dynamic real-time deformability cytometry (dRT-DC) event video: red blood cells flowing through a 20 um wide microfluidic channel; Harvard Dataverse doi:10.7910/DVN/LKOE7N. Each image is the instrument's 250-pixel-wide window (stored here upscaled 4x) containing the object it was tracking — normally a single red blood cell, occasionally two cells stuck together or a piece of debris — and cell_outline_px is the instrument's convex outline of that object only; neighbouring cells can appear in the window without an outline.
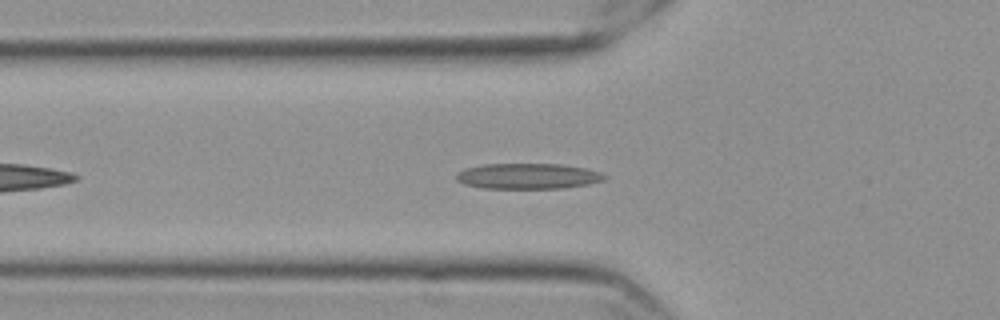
{"species": "Egyptian fruit bat (a non-hibernating species)", "species_latin": "Rousettus aegyptiacus", "temperature_condition": "cold", "stored_images_in_passage": 43, "segment_of_instrument_passage": [1, 2], "camera_frame_rate_fps": 3000, "um_per_image_px": 0.085, "frame": {"image": 1, "passage_image": 5, "time_ms": 1.333, "image_size_px": [1000, 320], "cell_outline_px": [[608, 176], [604, 180], [588, 184], [564, 188], [484, 188], [464, 184], [456, 180], [456, 172], [464, 168], [484, 164], [560, 164], [584, 168], [600, 172]], "centroid_in_image_um": [44.85, 14.97], "position_along_channel_um": 81.0, "area_um2": 22.14}}
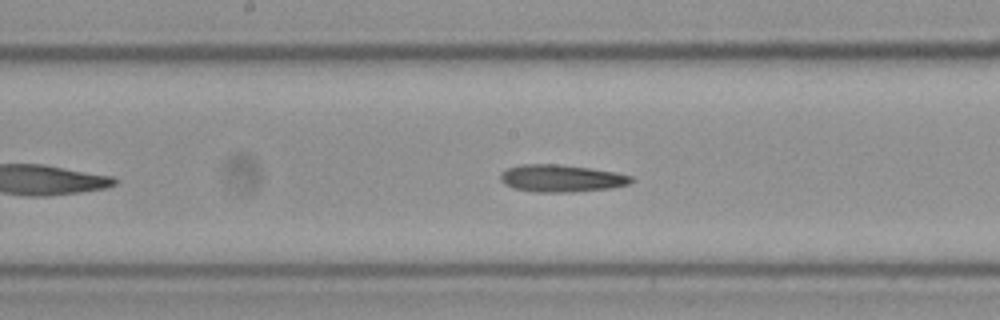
{"frame": {"image": 2, "passage_image": 15, "time_ms": 4.667, "image_size_px": [1000, 320], "cell_outline_px": [[632, 180], [628, 184], [608, 188], [568, 192], [536, 192], [512, 188], [504, 184], [500, 180], [500, 176], [508, 168], [520, 164], [556, 164], [592, 168], [616, 172], [632, 176]], "centroid_in_image_um": [47.68, 15.15], "position_along_channel_um": 200.5, "area_um2": 20.63}}
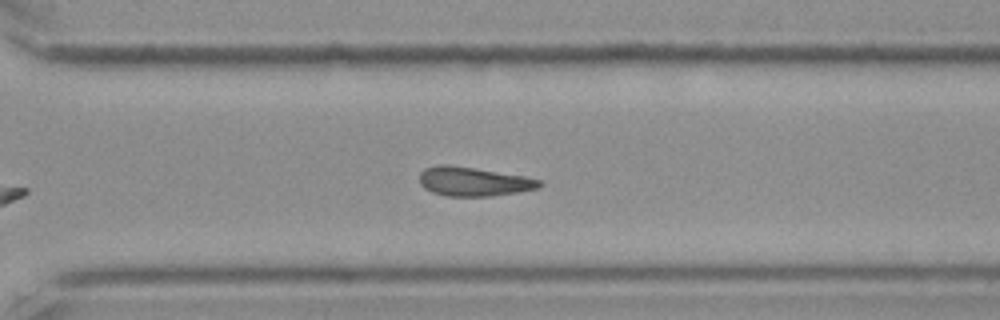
{"frame": {"image": 3, "passage_image": 26, "time_ms": 8.333, "image_size_px": [1000, 320], "cell_outline_px": [[544, 184], [540, 188], [492, 196], [448, 196], [432, 192], [424, 188], [420, 184], [420, 172], [424, 168], [436, 164], [448, 164], [520, 176], [540, 180]], "centroid_in_image_um": [40.2, 15.43], "position_along_channel_um": 330.4, "area_um2": 20.11}}